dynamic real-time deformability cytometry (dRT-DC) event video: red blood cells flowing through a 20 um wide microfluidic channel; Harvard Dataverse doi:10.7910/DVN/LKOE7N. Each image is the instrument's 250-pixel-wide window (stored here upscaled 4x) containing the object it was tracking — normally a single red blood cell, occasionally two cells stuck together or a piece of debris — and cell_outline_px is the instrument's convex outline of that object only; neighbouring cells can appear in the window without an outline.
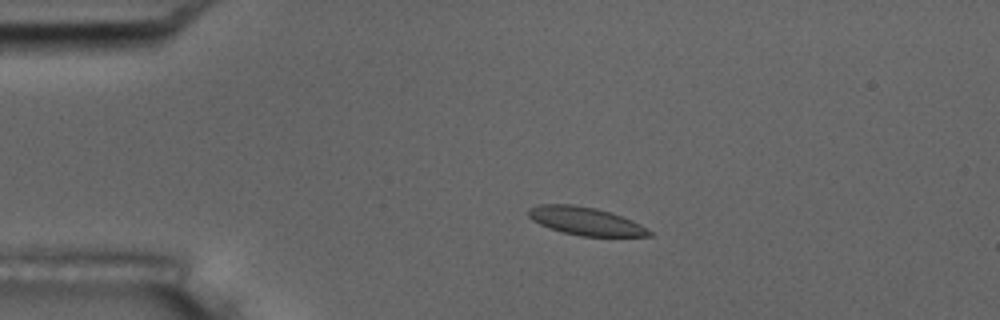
{"species": "common noctule bat (a hibernating species)", "species_latin": "Nyctalus noctula", "temperature_condition": "room temperature", "stored_images_in_passage": 54, "camera_frame_rate_fps": 3000, "um_per_image_px": 0.085, "animal": {"sex": "male", "body_mass_g": 17.5, "forearm_length_mm": 52.3}, "frame": {"image": 1, "passage_image": 11, "time_ms": 3.333, "image_size_px": [1000, 320], "cell_outline_px": [[652, 236], [580, 236], [564, 232], [540, 224], [532, 220], [528, 216], [528, 208], [540, 204], [572, 204], [596, 208], [632, 220], [640, 224], [652, 232]], "centroid_in_image_um": [49.75, 18.79], "position_along_channel_um": 35.2, "area_um2": 19.48}}
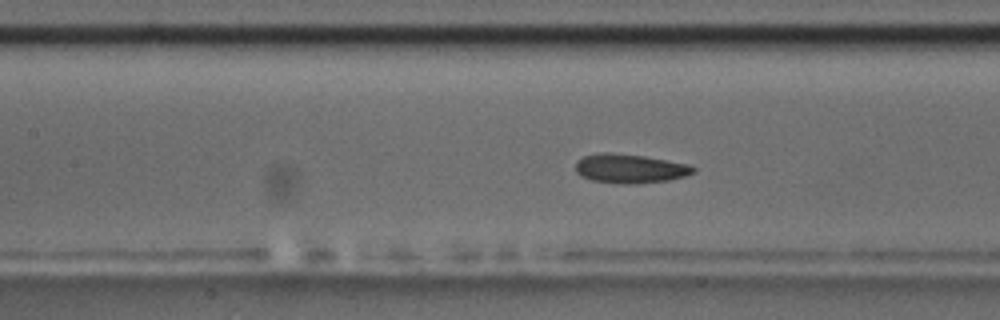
{"frame": {"image": 2, "passage_image": 24, "time_ms": 7.667, "image_size_px": [1000, 320], "cell_outline_px": [[696, 172], [684, 176], [668, 180], [632, 184], [628, 184], [592, 180], [580, 176], [576, 172], [576, 160], [584, 156], [600, 152], [608, 152], [644, 156], [692, 164], [696, 168]], "centroid_in_image_um": [53.56, 14.31], "position_along_channel_um": 153.8, "area_um2": 20.06}}
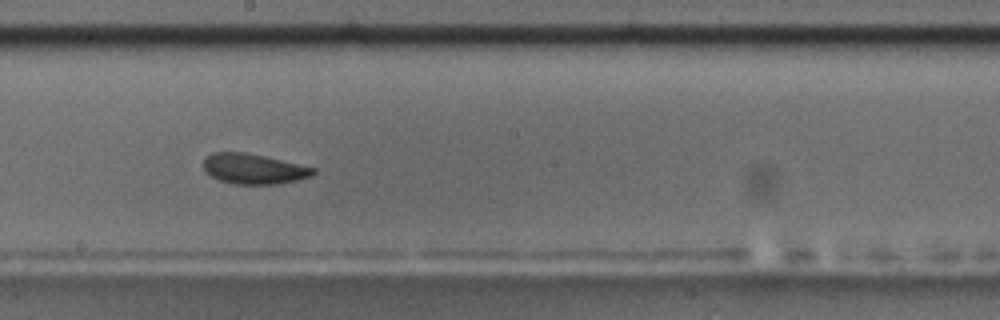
{"frame": {"image": 3, "passage_image": 30, "time_ms": 9.667, "image_size_px": [1000, 320], "cell_outline_px": [[316, 172], [312, 176], [296, 180], [276, 184], [232, 184], [220, 180], [204, 172], [204, 156], [212, 152], [244, 152], [264, 156], [316, 168]], "centroid_in_image_um": [21.54, 14.35], "position_along_channel_um": 226.7, "area_um2": 19.36}, "authors_computed_cell_mechanics": {"area_um2": 19.5653, "velocity_mm_per_s": 3.6653, "shape_relaxation_time_tau1_ms": 2.1792, "shape_relaxation_time_tau2_ms": 1.8, "deformation_change_tau1": 0.0926, "deformation_change_tau2": 0.0543}}